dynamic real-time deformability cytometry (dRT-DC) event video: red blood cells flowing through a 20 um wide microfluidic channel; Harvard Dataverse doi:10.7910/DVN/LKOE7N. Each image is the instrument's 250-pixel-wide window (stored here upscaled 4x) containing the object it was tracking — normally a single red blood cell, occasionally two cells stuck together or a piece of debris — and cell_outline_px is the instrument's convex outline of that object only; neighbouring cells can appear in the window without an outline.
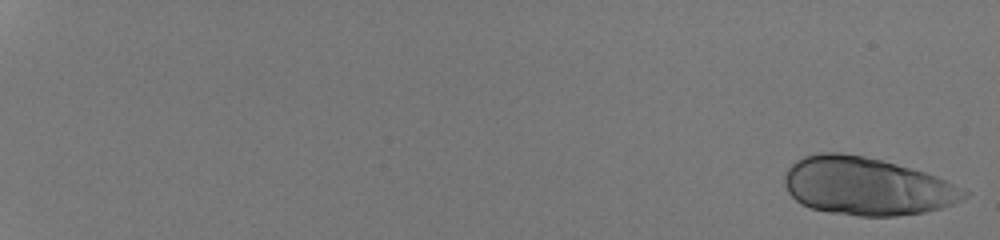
{"species": "human", "species_latin": "Homo sapiens", "temperature_condition": "room temperature", "stored_images_in_passage": 52, "camera_frame_rate_fps": 3000, "um_per_image_px": 0.085, "donor": {"sex": "male"}, "frame": {"image": 1, "passage_image": 1, "time_ms": 0.0, "image_size_px": [1000, 240], "cell_outline_px": [[972, 192], [964, 200], [940, 208], [924, 212], [896, 216], [860, 216], [828, 212], [812, 208], [800, 204], [788, 192], [784, 184], [784, 176], [788, 168], [796, 160], [804, 156], [820, 152], [840, 152], [864, 156], [896, 164], [924, 172], [936, 176]], "centroid_in_image_um": [73.67, 15.83], "position_along_channel_um": 11.3, "area_um2": 60.69}}
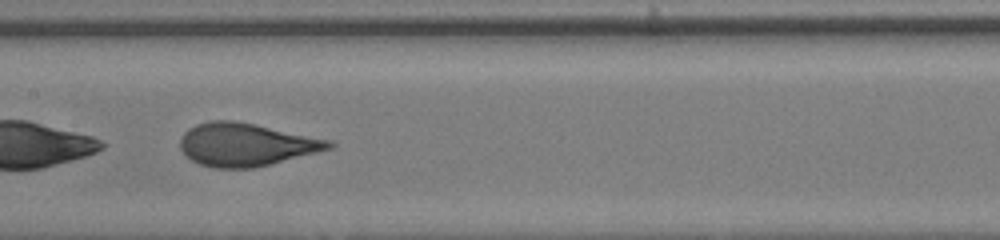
{"frame": {"image": 2, "passage_image": 32, "time_ms": 10.333, "image_size_px": [1000, 240], "cell_outline_px": [[336, 144], [332, 148], [272, 164], [252, 168], [212, 168], [200, 164], [192, 160], [180, 148], [180, 136], [188, 128], [196, 124], [212, 120], [232, 120], [256, 124], [332, 140]], "centroid_in_image_um": [20.92, 12.28], "position_along_channel_um": 186.5, "area_um2": 37.4}}
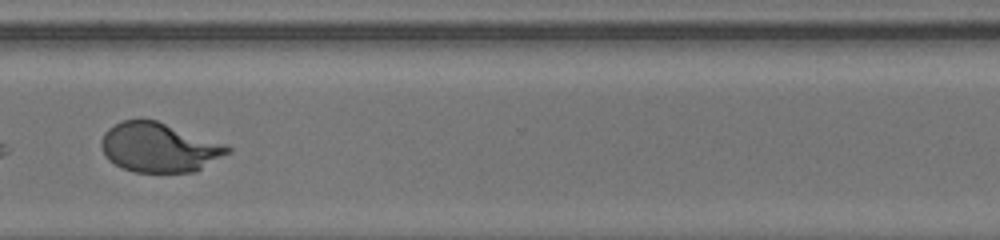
{"frame": {"image": 3, "passage_image": 44, "time_ms": 14.333, "image_size_px": [1000, 240], "cell_outline_px": [[232, 152], [196, 172], [136, 172], [124, 168], [108, 160], [100, 144], [100, 140], [104, 132], [108, 128], [124, 120], [140, 116], [156, 120], [224, 144], [232, 148]], "centroid_in_image_um": [13.51, 12.52], "position_along_channel_um": 357.1, "area_um2": 36.59}, "authors_computed_cell_mechanics": {"area_um2": 38.4659, "velocity_mm_per_s": 4.2705, "shape_relaxation_time_tau1_ms": 3.5728, "shape_relaxation_time_tau2_ms": null, "deformation_change_tau1": 0.1896, "deformation_change_tau2": null}}